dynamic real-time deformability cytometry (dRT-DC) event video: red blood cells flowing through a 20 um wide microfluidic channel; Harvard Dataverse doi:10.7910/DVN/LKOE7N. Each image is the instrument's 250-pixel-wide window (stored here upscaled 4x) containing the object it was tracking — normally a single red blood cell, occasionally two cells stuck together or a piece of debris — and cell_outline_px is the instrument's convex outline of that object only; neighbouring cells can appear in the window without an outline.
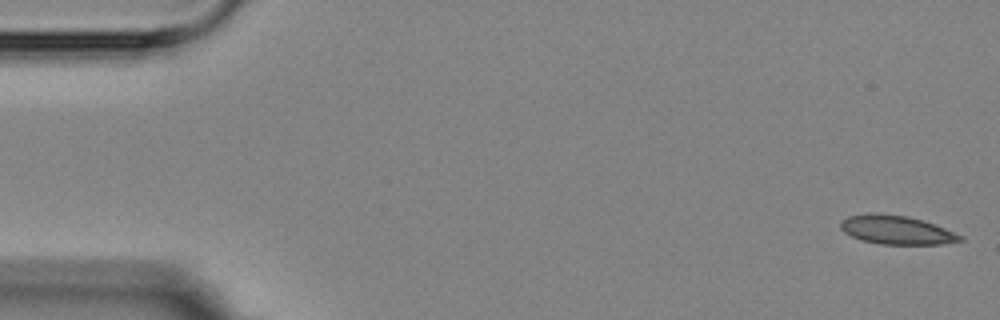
{"species": "Egyptian fruit bat (a non-hibernating species)", "species_latin": "Rousettus aegyptiacus", "temperature_condition": "room temperature", "stored_images_in_passage": 5, "camera_frame_rate_fps": 3000, "um_per_image_px": 0.085, "animal": {"sex": "female"}, "frame": {"image": 1, "passage_image": 1, "time_ms": 0.0, "image_size_px": [1000, 320], "cell_outline_px": [[964, 240], [940, 244], [880, 244], [864, 240], [852, 236], [844, 232], [840, 228], [840, 220], [848, 216], [868, 212], [876, 212], [908, 216], [924, 220], [936, 224], [964, 236]], "centroid_in_image_um": [76.2, 19.52], "position_along_channel_um": 8.8, "area_um2": 20.29}}